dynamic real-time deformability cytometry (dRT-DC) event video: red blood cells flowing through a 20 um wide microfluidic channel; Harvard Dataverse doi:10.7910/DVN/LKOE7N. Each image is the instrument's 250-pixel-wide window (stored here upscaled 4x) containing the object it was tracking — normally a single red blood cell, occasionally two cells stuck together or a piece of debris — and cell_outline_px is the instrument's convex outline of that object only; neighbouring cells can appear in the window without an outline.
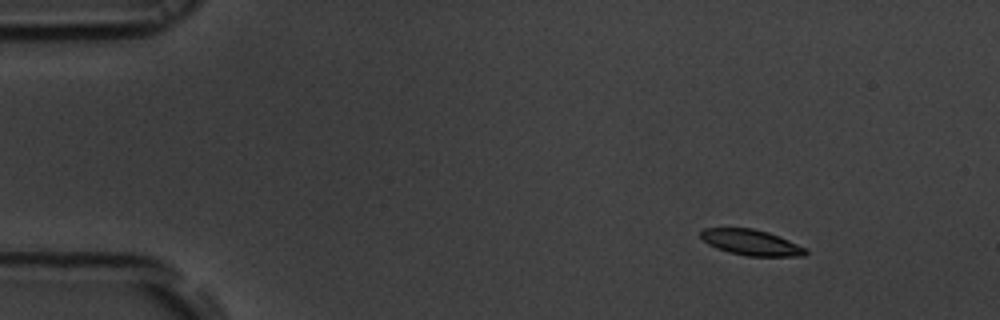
{"species": "common noctule bat (a hibernating species)", "species_latin": "Nyctalus noctula", "temperature_condition": "room temperature", "stored_images_in_passage": 49, "camera_frame_rate_fps": 3000, "um_per_image_px": 0.085, "animal": {"sex": "male", "body_mass_g": 19.5, "forearm_length_mm": 54.6}, "frame": {"image": 1, "passage_image": 1, "time_ms": 0.0, "image_size_px": [1000, 320], "cell_outline_px": [[808, 252], [804, 256], [748, 256], [728, 252], [716, 248], [708, 244], [700, 236], [700, 232], [704, 228], [752, 228], [768, 232], [808, 248]], "centroid_in_image_um": [63.86, 20.61], "position_along_channel_um": 21.1, "area_um2": 15.72}}
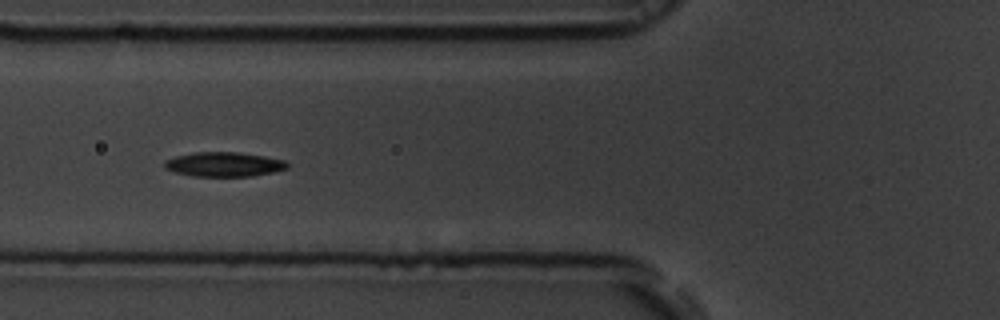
{"frame": {"image": 2, "passage_image": 15, "time_ms": 4.667, "image_size_px": [1000, 320], "cell_outline_px": [[288, 168], [272, 172], [252, 176], [192, 176], [176, 172], [164, 168], [164, 160], [176, 156], [196, 152], [240, 152], [264, 156], [284, 160], [288, 164]], "centroid_in_image_um": [19.02, 13.96], "position_along_channel_um": 106.8, "area_um2": 17.46}}
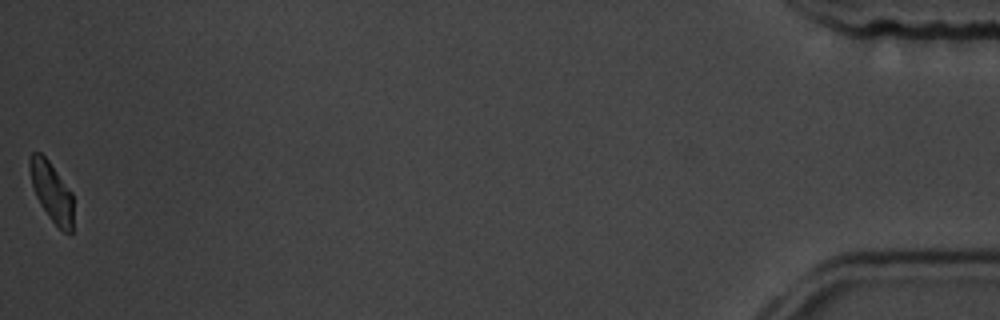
{"frame": {"image": 3, "passage_image": 49, "time_ms": 16.0, "image_size_px": [1000, 320], "cell_outline_px": [[72, 232], [64, 232], [48, 216], [40, 204], [36, 196], [32, 184], [28, 164], [28, 156], [32, 152], [40, 152], [48, 160], [72, 192]], "centroid_in_image_um": [4.36, 16.25], "position_along_channel_um": 430.8, "area_um2": 14.97}, "authors_computed_cell_mechanics": {"area_um2": 16.8198, "velocity_mm_per_s": 3.722, "shape_relaxation_time_tau1_ms": 2.9965, "shape_relaxation_time_tau2_ms": 2.6817, "deformation_change_tau1": 0.1011, "deformation_change_tau2": 0.0735}}